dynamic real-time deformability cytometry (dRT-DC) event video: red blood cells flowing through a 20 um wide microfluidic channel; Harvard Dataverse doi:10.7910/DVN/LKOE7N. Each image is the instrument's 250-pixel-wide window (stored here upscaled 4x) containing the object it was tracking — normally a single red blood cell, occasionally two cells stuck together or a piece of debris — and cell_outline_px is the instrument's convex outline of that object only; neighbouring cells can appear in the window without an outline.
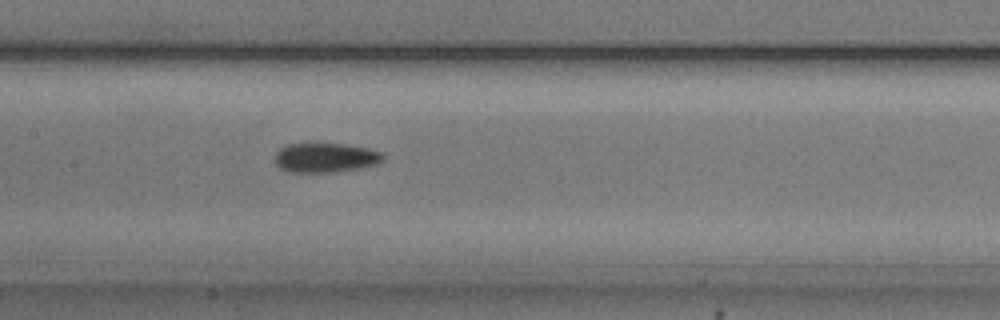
{"species": "common noctule bat (a hibernating species)", "species_latin": "Nyctalus noctula", "temperature_condition": "cold", "stored_images_in_passage": 53, "camera_frame_rate_fps": 3000, "um_per_image_px": 0.085, "animal": {"sex": "male", "body_mass_g": 20.5, "forearm_length_mm": 52.5}, "frame": {"image": 1, "passage_image": 25, "time_ms": 8.0, "image_size_px": [1000, 320], "cell_outline_px": [[384, 160], [380, 164], [360, 168], [336, 172], [288, 172], [280, 168], [276, 164], [276, 152], [280, 148], [288, 144], [308, 140], [316, 140], [344, 144], [368, 148], [380, 152], [384, 156]], "centroid_in_image_um": [27.65, 13.35], "position_along_channel_um": 179.8, "area_um2": 19.54}}
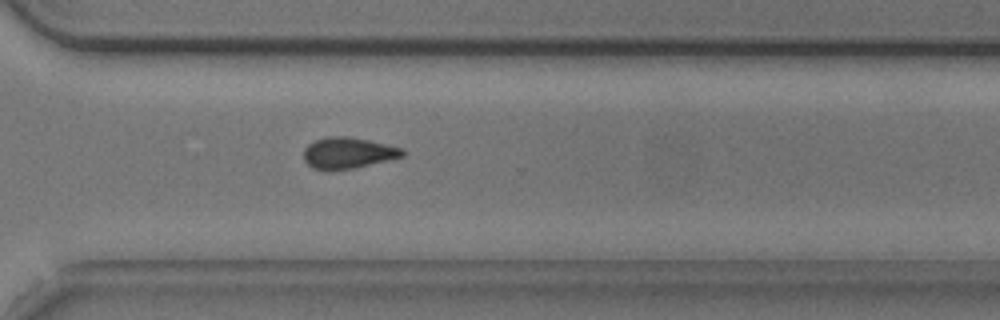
{"frame": {"image": 2, "passage_image": 38, "time_ms": 12.333, "image_size_px": [1000, 320], "cell_outline_px": [[404, 156], [392, 160], [352, 168], [312, 168], [304, 160], [304, 148], [308, 144], [316, 140], [328, 136], [344, 136], [368, 140], [404, 148]], "centroid_in_image_um": [29.62, 12.98], "position_along_channel_um": 341.0, "area_um2": 17.63}}
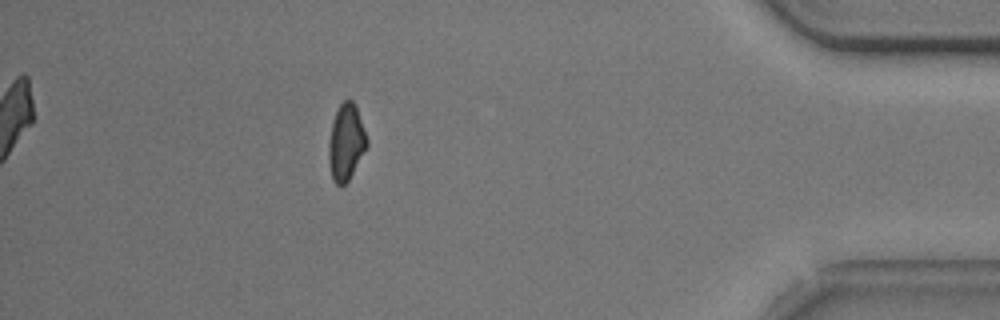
{"frame": {"image": 3, "passage_image": 47, "time_ms": 15.333, "image_size_px": [1000, 320], "cell_outline_px": [[368, 144], [348, 180], [340, 188], [332, 180], [328, 160], [328, 144], [332, 124], [336, 112], [340, 104], [344, 100], [352, 100], [356, 104], [368, 140]], "centroid_in_image_um": [29.4, 12.09], "position_along_channel_um": 405.8, "area_um2": 16.94}, "authors_computed_cell_mechanics": {"area_um2": 17.7446, "velocity_mm_per_s": 3.7467, "shape_relaxation_time_tau1_ms": 2.4032, "shape_relaxation_time_tau2_ms": 8.8737, "deformation_change_tau1": 0.1032, "deformation_change_tau2": 0.1478}}